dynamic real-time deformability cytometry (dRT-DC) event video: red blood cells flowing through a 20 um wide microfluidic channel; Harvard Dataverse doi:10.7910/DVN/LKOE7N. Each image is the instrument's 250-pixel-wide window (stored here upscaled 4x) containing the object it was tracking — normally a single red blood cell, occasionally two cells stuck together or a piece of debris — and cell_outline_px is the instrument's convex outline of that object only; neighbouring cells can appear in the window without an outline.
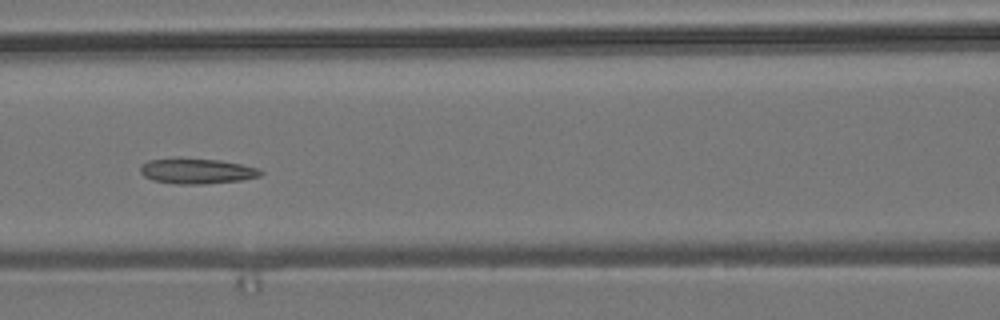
{"species": "common noctule bat (a hibernating species)", "species_latin": "Nyctalus noctula", "temperature_condition": "room temperature", "stored_images_in_passage": 9, "camera_frame_rate_fps": 3000, "um_per_image_px": 0.085, "animal": {"sex": "male", "body_mass_g": 19.2, "forearm_length_mm": 51.8}, "frame": {"image": 1, "passage_image": 8, "time_ms": 2.333, "image_size_px": [1000, 320], "cell_outline_px": [[264, 172], [260, 176], [240, 180], [204, 184], [176, 184], [152, 180], [144, 176], [140, 172], [140, 168], [148, 160], [176, 156], [220, 160], [260, 168]], "centroid_in_image_um": [16.71, 14.51], "position_along_channel_um": 149.9, "area_um2": 18.21}}
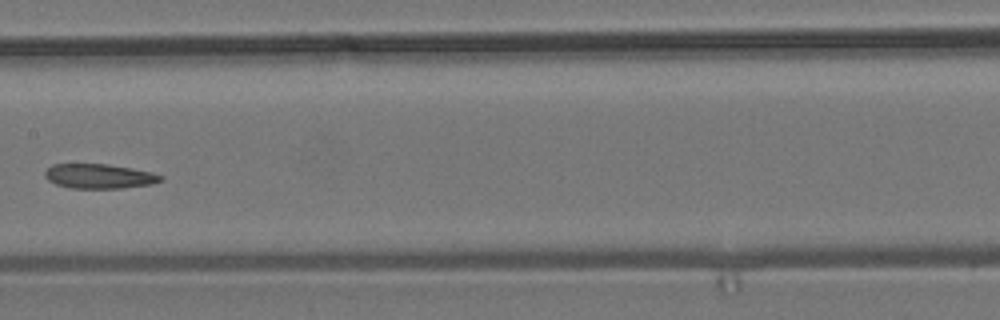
{"frame": {"image": 2, "passage_image": 9, "time_ms": 2.667, "image_size_px": [1000, 320], "cell_outline_px": [[164, 180], [152, 184], [120, 188], [72, 188], [56, 184], [48, 180], [44, 176], [44, 172], [52, 164], [108, 164], [132, 168], [152, 172], [164, 176]], "centroid_in_image_um": [8.45, 14.97], "position_along_channel_um": 198.9, "area_um2": 16.65}}